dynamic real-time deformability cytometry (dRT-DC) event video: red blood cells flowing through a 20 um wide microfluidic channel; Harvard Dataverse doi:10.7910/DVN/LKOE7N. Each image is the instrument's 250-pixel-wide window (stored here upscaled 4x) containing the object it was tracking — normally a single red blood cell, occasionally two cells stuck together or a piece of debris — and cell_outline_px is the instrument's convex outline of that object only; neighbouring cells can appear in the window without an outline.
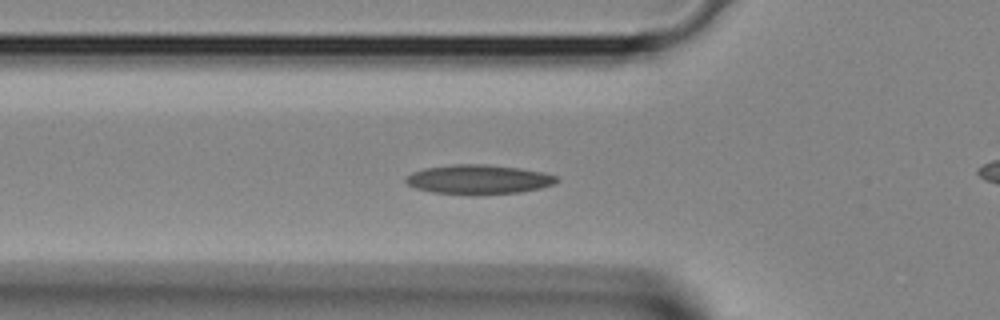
{"species": "Egyptian fruit bat (a non-hibernating species)", "species_latin": "Rousettus aegyptiacus", "temperature_condition": "room temperature", "stored_images_in_passage": 39, "camera_frame_rate_fps": 3000, "um_per_image_px": 0.085, "animal": {"sex": "female"}, "frame": {"image": 1, "passage_image": 12, "time_ms": 3.667, "image_size_px": [1000, 320], "cell_outline_px": [[560, 180], [552, 184], [540, 188], [520, 192], [476, 196], [432, 192], [416, 188], [408, 184], [404, 180], [412, 172], [424, 168], [452, 164], [484, 164], [520, 168], [544, 172], [556, 176]], "centroid_in_image_um": [40.68, 15.26], "position_along_channel_um": 85.1, "area_um2": 26.13}}
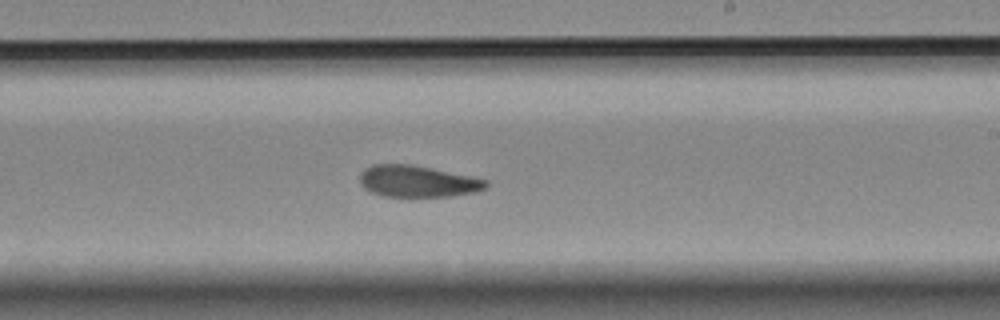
{"frame": {"image": 2, "passage_image": 22, "time_ms": 7.0, "image_size_px": [1000, 320], "cell_outline_px": [[488, 188], [476, 192], [452, 196], [384, 196], [372, 192], [364, 188], [360, 180], [360, 172], [364, 168], [372, 164], [412, 164], [488, 180]], "centroid_in_image_um": [35.49, 15.4], "position_along_channel_um": 253.5, "area_um2": 23.18}}
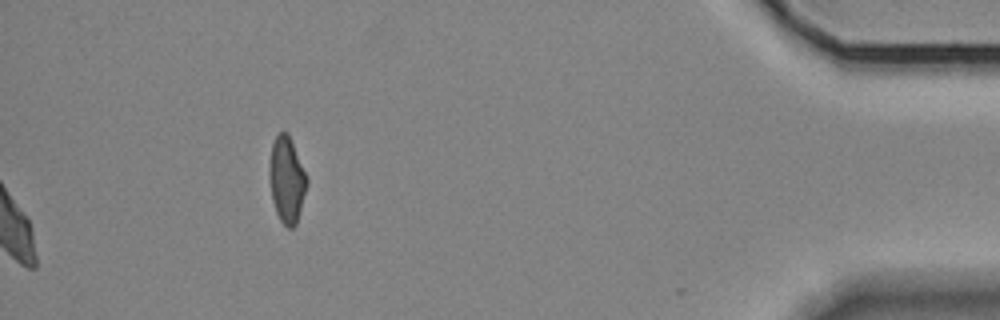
{"frame": {"image": 3, "passage_image": 39, "time_ms": 12.667, "image_size_px": [1000, 320], "cell_outline_px": [[308, 184], [296, 224], [292, 228], [288, 228], [280, 220], [276, 212], [272, 200], [268, 176], [268, 168], [272, 144], [276, 136], [280, 132], [288, 132], [308, 176]], "centroid_in_image_um": [24.37, 15.26], "position_along_channel_um": 410.8, "area_um2": 19.07}}